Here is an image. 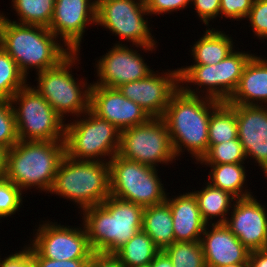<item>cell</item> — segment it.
I'll return each instance as SVG.
<instances>
[{"mask_svg": "<svg viewBox=\"0 0 267 267\" xmlns=\"http://www.w3.org/2000/svg\"><path fill=\"white\" fill-rule=\"evenodd\" d=\"M220 103L204 96L187 94L180 88L172 95L162 119L168 128L177 160L186 150L198 162L208 151L210 116Z\"/></svg>", "mask_w": 267, "mask_h": 267, "instance_id": "6da1fadb", "label": "cell"}, {"mask_svg": "<svg viewBox=\"0 0 267 267\" xmlns=\"http://www.w3.org/2000/svg\"><path fill=\"white\" fill-rule=\"evenodd\" d=\"M0 12V46L17 63L28 78L29 70L37 73L58 65L70 51L49 28L19 24Z\"/></svg>", "mask_w": 267, "mask_h": 267, "instance_id": "7a4b0ae2", "label": "cell"}, {"mask_svg": "<svg viewBox=\"0 0 267 267\" xmlns=\"http://www.w3.org/2000/svg\"><path fill=\"white\" fill-rule=\"evenodd\" d=\"M144 208L109 196L100 205L83 209L81 214L93 252L114 254L142 230Z\"/></svg>", "mask_w": 267, "mask_h": 267, "instance_id": "3957f363", "label": "cell"}, {"mask_svg": "<svg viewBox=\"0 0 267 267\" xmlns=\"http://www.w3.org/2000/svg\"><path fill=\"white\" fill-rule=\"evenodd\" d=\"M65 155V141L19 140L6 153L4 177L21 191L36 187L49 194Z\"/></svg>", "mask_w": 267, "mask_h": 267, "instance_id": "277c9868", "label": "cell"}, {"mask_svg": "<svg viewBox=\"0 0 267 267\" xmlns=\"http://www.w3.org/2000/svg\"><path fill=\"white\" fill-rule=\"evenodd\" d=\"M49 193L73 201L81 211L100 205L110 196L109 163L77 161L65 155Z\"/></svg>", "mask_w": 267, "mask_h": 267, "instance_id": "5b68a950", "label": "cell"}, {"mask_svg": "<svg viewBox=\"0 0 267 267\" xmlns=\"http://www.w3.org/2000/svg\"><path fill=\"white\" fill-rule=\"evenodd\" d=\"M79 55V52H71L58 65L36 73L38 77L35 79L38 85L34 88L64 121L67 114L72 115L74 120L90 109L92 84H88L87 79L83 82V79L80 81L72 75L71 68L74 66L76 68L75 64L80 61Z\"/></svg>", "mask_w": 267, "mask_h": 267, "instance_id": "8992f818", "label": "cell"}, {"mask_svg": "<svg viewBox=\"0 0 267 267\" xmlns=\"http://www.w3.org/2000/svg\"><path fill=\"white\" fill-rule=\"evenodd\" d=\"M64 141L65 153L71 159L109 162L118 154L120 130L89 109L65 124Z\"/></svg>", "mask_w": 267, "mask_h": 267, "instance_id": "52a82bcc", "label": "cell"}, {"mask_svg": "<svg viewBox=\"0 0 267 267\" xmlns=\"http://www.w3.org/2000/svg\"><path fill=\"white\" fill-rule=\"evenodd\" d=\"M21 141H64L65 122L45 98L26 84L10 99ZM18 105V106H17Z\"/></svg>", "mask_w": 267, "mask_h": 267, "instance_id": "ba28073f", "label": "cell"}, {"mask_svg": "<svg viewBox=\"0 0 267 267\" xmlns=\"http://www.w3.org/2000/svg\"><path fill=\"white\" fill-rule=\"evenodd\" d=\"M110 195L143 208L166 201L158 169L125 159L118 154L109 162Z\"/></svg>", "mask_w": 267, "mask_h": 267, "instance_id": "9c48e42d", "label": "cell"}, {"mask_svg": "<svg viewBox=\"0 0 267 267\" xmlns=\"http://www.w3.org/2000/svg\"><path fill=\"white\" fill-rule=\"evenodd\" d=\"M146 15L150 16L142 0H96V25L132 43V47L144 49L145 53L155 51L158 43Z\"/></svg>", "mask_w": 267, "mask_h": 267, "instance_id": "30bf717a", "label": "cell"}, {"mask_svg": "<svg viewBox=\"0 0 267 267\" xmlns=\"http://www.w3.org/2000/svg\"><path fill=\"white\" fill-rule=\"evenodd\" d=\"M118 155L154 168L176 160L168 128L162 118H150L143 124L120 131Z\"/></svg>", "mask_w": 267, "mask_h": 267, "instance_id": "8fae6325", "label": "cell"}, {"mask_svg": "<svg viewBox=\"0 0 267 267\" xmlns=\"http://www.w3.org/2000/svg\"><path fill=\"white\" fill-rule=\"evenodd\" d=\"M42 222V224H41ZM58 222L40 221L34 231V239L30 246L44 258L53 260L90 259L93 252L87 237L86 229L82 227L64 226Z\"/></svg>", "mask_w": 267, "mask_h": 267, "instance_id": "7c38bea8", "label": "cell"}, {"mask_svg": "<svg viewBox=\"0 0 267 267\" xmlns=\"http://www.w3.org/2000/svg\"><path fill=\"white\" fill-rule=\"evenodd\" d=\"M163 73L153 69L145 78L122 84L117 89L139 104L151 118H162L172 95L179 89V68Z\"/></svg>", "mask_w": 267, "mask_h": 267, "instance_id": "4fadbf2b", "label": "cell"}, {"mask_svg": "<svg viewBox=\"0 0 267 267\" xmlns=\"http://www.w3.org/2000/svg\"><path fill=\"white\" fill-rule=\"evenodd\" d=\"M121 41L114 43L99 60H96L98 80L92 85L118 88L120 85L145 78L153 70L145 62L139 49L134 50ZM131 47V48H130Z\"/></svg>", "mask_w": 267, "mask_h": 267, "instance_id": "5bb4252c", "label": "cell"}, {"mask_svg": "<svg viewBox=\"0 0 267 267\" xmlns=\"http://www.w3.org/2000/svg\"><path fill=\"white\" fill-rule=\"evenodd\" d=\"M89 24H96V0H55L49 30L70 51L80 52Z\"/></svg>", "mask_w": 267, "mask_h": 267, "instance_id": "9a60e30c", "label": "cell"}, {"mask_svg": "<svg viewBox=\"0 0 267 267\" xmlns=\"http://www.w3.org/2000/svg\"><path fill=\"white\" fill-rule=\"evenodd\" d=\"M224 223L251 252L267 249V208L254 195L235 199Z\"/></svg>", "mask_w": 267, "mask_h": 267, "instance_id": "2e32d148", "label": "cell"}, {"mask_svg": "<svg viewBox=\"0 0 267 267\" xmlns=\"http://www.w3.org/2000/svg\"><path fill=\"white\" fill-rule=\"evenodd\" d=\"M90 110L120 131L143 124L151 118L139 104L124 97L117 88L98 85L91 86Z\"/></svg>", "mask_w": 267, "mask_h": 267, "instance_id": "e0dca14e", "label": "cell"}, {"mask_svg": "<svg viewBox=\"0 0 267 267\" xmlns=\"http://www.w3.org/2000/svg\"><path fill=\"white\" fill-rule=\"evenodd\" d=\"M235 113L246 158L254 160L267 179V106L235 104Z\"/></svg>", "mask_w": 267, "mask_h": 267, "instance_id": "ac0fdd59", "label": "cell"}, {"mask_svg": "<svg viewBox=\"0 0 267 267\" xmlns=\"http://www.w3.org/2000/svg\"><path fill=\"white\" fill-rule=\"evenodd\" d=\"M200 243L206 267L249 262L250 251L224 223L207 224Z\"/></svg>", "mask_w": 267, "mask_h": 267, "instance_id": "d6986e66", "label": "cell"}, {"mask_svg": "<svg viewBox=\"0 0 267 267\" xmlns=\"http://www.w3.org/2000/svg\"><path fill=\"white\" fill-rule=\"evenodd\" d=\"M168 196L169 193L166 202L172 213L175 242L200 241L207 223L202 219L194 194L190 191L174 198Z\"/></svg>", "mask_w": 267, "mask_h": 267, "instance_id": "ffe728a7", "label": "cell"}, {"mask_svg": "<svg viewBox=\"0 0 267 267\" xmlns=\"http://www.w3.org/2000/svg\"><path fill=\"white\" fill-rule=\"evenodd\" d=\"M267 57L253 55L245 65L239 84L227 103L267 106Z\"/></svg>", "mask_w": 267, "mask_h": 267, "instance_id": "44dd1931", "label": "cell"}, {"mask_svg": "<svg viewBox=\"0 0 267 267\" xmlns=\"http://www.w3.org/2000/svg\"><path fill=\"white\" fill-rule=\"evenodd\" d=\"M191 84L198 87L193 89ZM199 87L202 88L199 89ZM179 88L190 95H204V97L223 102L221 61L214 65H190L179 68Z\"/></svg>", "mask_w": 267, "mask_h": 267, "instance_id": "7402d4cb", "label": "cell"}, {"mask_svg": "<svg viewBox=\"0 0 267 267\" xmlns=\"http://www.w3.org/2000/svg\"><path fill=\"white\" fill-rule=\"evenodd\" d=\"M211 28H206L205 33L191 47L190 54L194 60L192 65L218 64L235 50V42L229 34Z\"/></svg>", "mask_w": 267, "mask_h": 267, "instance_id": "603a6c76", "label": "cell"}, {"mask_svg": "<svg viewBox=\"0 0 267 267\" xmlns=\"http://www.w3.org/2000/svg\"><path fill=\"white\" fill-rule=\"evenodd\" d=\"M142 230L160 250L175 242L172 213L166 201L144 208Z\"/></svg>", "mask_w": 267, "mask_h": 267, "instance_id": "cb8c5ba5", "label": "cell"}, {"mask_svg": "<svg viewBox=\"0 0 267 267\" xmlns=\"http://www.w3.org/2000/svg\"><path fill=\"white\" fill-rule=\"evenodd\" d=\"M204 185L206 186L202 190L191 191L196 197L202 219L207 224H211L214 218L217 221L212 223H225L230 215L232 202L236 198L227 191L213 187L208 182H205Z\"/></svg>", "mask_w": 267, "mask_h": 267, "instance_id": "d4e9b609", "label": "cell"}, {"mask_svg": "<svg viewBox=\"0 0 267 267\" xmlns=\"http://www.w3.org/2000/svg\"><path fill=\"white\" fill-rule=\"evenodd\" d=\"M245 163L201 164L210 167L208 183L213 187L229 192L236 199L252 196L253 193L245 189Z\"/></svg>", "mask_w": 267, "mask_h": 267, "instance_id": "484cf974", "label": "cell"}, {"mask_svg": "<svg viewBox=\"0 0 267 267\" xmlns=\"http://www.w3.org/2000/svg\"><path fill=\"white\" fill-rule=\"evenodd\" d=\"M160 251L152 239L143 230H140L114 255L123 267H135L150 264Z\"/></svg>", "mask_w": 267, "mask_h": 267, "instance_id": "4316f807", "label": "cell"}, {"mask_svg": "<svg viewBox=\"0 0 267 267\" xmlns=\"http://www.w3.org/2000/svg\"><path fill=\"white\" fill-rule=\"evenodd\" d=\"M238 138L235 104L221 102L211 113L208 127L209 145Z\"/></svg>", "mask_w": 267, "mask_h": 267, "instance_id": "83f0119b", "label": "cell"}, {"mask_svg": "<svg viewBox=\"0 0 267 267\" xmlns=\"http://www.w3.org/2000/svg\"><path fill=\"white\" fill-rule=\"evenodd\" d=\"M11 3L19 20L12 22L49 28L55 0H12Z\"/></svg>", "mask_w": 267, "mask_h": 267, "instance_id": "f1b7e54d", "label": "cell"}, {"mask_svg": "<svg viewBox=\"0 0 267 267\" xmlns=\"http://www.w3.org/2000/svg\"><path fill=\"white\" fill-rule=\"evenodd\" d=\"M27 83V78L19 70L17 63L0 46V100H8L23 88Z\"/></svg>", "mask_w": 267, "mask_h": 267, "instance_id": "f546056e", "label": "cell"}, {"mask_svg": "<svg viewBox=\"0 0 267 267\" xmlns=\"http://www.w3.org/2000/svg\"><path fill=\"white\" fill-rule=\"evenodd\" d=\"M254 54L234 50L221 61V72L223 79V102H227L236 90L243 69Z\"/></svg>", "mask_w": 267, "mask_h": 267, "instance_id": "4dcf8cb0", "label": "cell"}, {"mask_svg": "<svg viewBox=\"0 0 267 267\" xmlns=\"http://www.w3.org/2000/svg\"><path fill=\"white\" fill-rule=\"evenodd\" d=\"M173 267H206L200 241L174 242L163 250Z\"/></svg>", "mask_w": 267, "mask_h": 267, "instance_id": "1f68e13d", "label": "cell"}, {"mask_svg": "<svg viewBox=\"0 0 267 267\" xmlns=\"http://www.w3.org/2000/svg\"><path fill=\"white\" fill-rule=\"evenodd\" d=\"M243 146L239 139L228 140L220 144L208 145V151L197 164L246 163Z\"/></svg>", "mask_w": 267, "mask_h": 267, "instance_id": "d6a6232c", "label": "cell"}, {"mask_svg": "<svg viewBox=\"0 0 267 267\" xmlns=\"http://www.w3.org/2000/svg\"><path fill=\"white\" fill-rule=\"evenodd\" d=\"M19 141L12 104L0 100V146L7 151Z\"/></svg>", "mask_w": 267, "mask_h": 267, "instance_id": "836d02e7", "label": "cell"}, {"mask_svg": "<svg viewBox=\"0 0 267 267\" xmlns=\"http://www.w3.org/2000/svg\"><path fill=\"white\" fill-rule=\"evenodd\" d=\"M23 193L5 177L0 179V219L6 218L20 210L23 205Z\"/></svg>", "mask_w": 267, "mask_h": 267, "instance_id": "e575fe53", "label": "cell"}, {"mask_svg": "<svg viewBox=\"0 0 267 267\" xmlns=\"http://www.w3.org/2000/svg\"><path fill=\"white\" fill-rule=\"evenodd\" d=\"M246 20L250 21L254 36L263 42L267 40V0H254Z\"/></svg>", "mask_w": 267, "mask_h": 267, "instance_id": "d590c367", "label": "cell"}, {"mask_svg": "<svg viewBox=\"0 0 267 267\" xmlns=\"http://www.w3.org/2000/svg\"><path fill=\"white\" fill-rule=\"evenodd\" d=\"M254 0H220V18L240 21L245 19Z\"/></svg>", "mask_w": 267, "mask_h": 267, "instance_id": "8d00e7d4", "label": "cell"}, {"mask_svg": "<svg viewBox=\"0 0 267 267\" xmlns=\"http://www.w3.org/2000/svg\"><path fill=\"white\" fill-rule=\"evenodd\" d=\"M190 4L191 0H145L146 9L150 16L184 10Z\"/></svg>", "mask_w": 267, "mask_h": 267, "instance_id": "74e56055", "label": "cell"}, {"mask_svg": "<svg viewBox=\"0 0 267 267\" xmlns=\"http://www.w3.org/2000/svg\"><path fill=\"white\" fill-rule=\"evenodd\" d=\"M191 4L207 28L210 20L220 17V0H191Z\"/></svg>", "mask_w": 267, "mask_h": 267, "instance_id": "f35d334b", "label": "cell"}, {"mask_svg": "<svg viewBox=\"0 0 267 267\" xmlns=\"http://www.w3.org/2000/svg\"><path fill=\"white\" fill-rule=\"evenodd\" d=\"M7 256L2 258L3 260L0 258V267H36L32 259L30 245H26L24 249Z\"/></svg>", "mask_w": 267, "mask_h": 267, "instance_id": "ab89813d", "label": "cell"}, {"mask_svg": "<svg viewBox=\"0 0 267 267\" xmlns=\"http://www.w3.org/2000/svg\"><path fill=\"white\" fill-rule=\"evenodd\" d=\"M31 255L36 267H86L89 259L53 260L41 257L32 247Z\"/></svg>", "mask_w": 267, "mask_h": 267, "instance_id": "60d3db41", "label": "cell"}, {"mask_svg": "<svg viewBox=\"0 0 267 267\" xmlns=\"http://www.w3.org/2000/svg\"><path fill=\"white\" fill-rule=\"evenodd\" d=\"M86 267H123L114 254L94 252Z\"/></svg>", "mask_w": 267, "mask_h": 267, "instance_id": "b9f144b4", "label": "cell"}, {"mask_svg": "<svg viewBox=\"0 0 267 267\" xmlns=\"http://www.w3.org/2000/svg\"><path fill=\"white\" fill-rule=\"evenodd\" d=\"M250 267H267V249L251 251L249 255Z\"/></svg>", "mask_w": 267, "mask_h": 267, "instance_id": "7bdbcfd3", "label": "cell"}, {"mask_svg": "<svg viewBox=\"0 0 267 267\" xmlns=\"http://www.w3.org/2000/svg\"><path fill=\"white\" fill-rule=\"evenodd\" d=\"M150 267H173L171 259L161 250L150 262Z\"/></svg>", "mask_w": 267, "mask_h": 267, "instance_id": "ee69618b", "label": "cell"}, {"mask_svg": "<svg viewBox=\"0 0 267 267\" xmlns=\"http://www.w3.org/2000/svg\"><path fill=\"white\" fill-rule=\"evenodd\" d=\"M6 153L7 150L0 146V179L5 176L6 172Z\"/></svg>", "mask_w": 267, "mask_h": 267, "instance_id": "f6af8a7d", "label": "cell"}, {"mask_svg": "<svg viewBox=\"0 0 267 267\" xmlns=\"http://www.w3.org/2000/svg\"><path fill=\"white\" fill-rule=\"evenodd\" d=\"M221 267H250V266L249 262H244V263H234V264L224 265Z\"/></svg>", "mask_w": 267, "mask_h": 267, "instance_id": "bcb514c9", "label": "cell"}, {"mask_svg": "<svg viewBox=\"0 0 267 267\" xmlns=\"http://www.w3.org/2000/svg\"><path fill=\"white\" fill-rule=\"evenodd\" d=\"M135 267H150V264L144 266H135Z\"/></svg>", "mask_w": 267, "mask_h": 267, "instance_id": "7dc6e473", "label": "cell"}]
</instances>
